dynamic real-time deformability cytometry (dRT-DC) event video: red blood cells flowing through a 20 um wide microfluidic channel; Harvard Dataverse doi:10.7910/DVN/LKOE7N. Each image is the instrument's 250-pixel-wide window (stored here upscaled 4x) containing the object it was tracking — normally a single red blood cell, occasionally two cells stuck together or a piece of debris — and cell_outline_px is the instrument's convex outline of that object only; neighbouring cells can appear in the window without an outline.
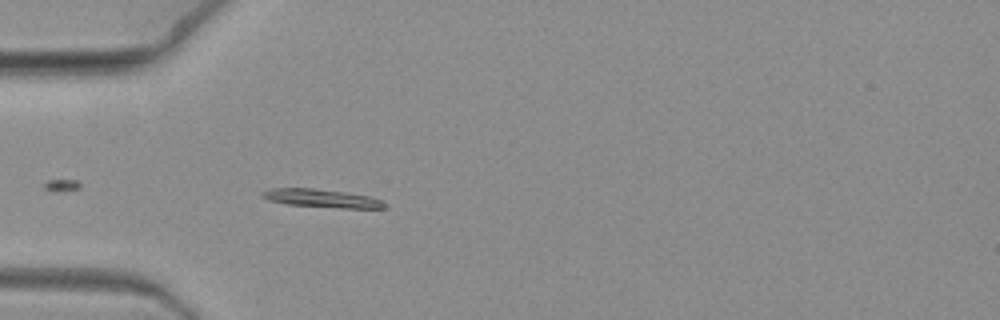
{"species": "common noctule bat (a hibernating species)", "species_latin": "Nyctalus noctula", "temperature_condition": "warm", "stored_images_in_passage": 5, "camera_frame_rate_fps": 3000, "um_per_image_px": 0.085, "animal": {"sex": "female", "body_mass_g": 19.3, "forearm_length_mm": 54.1}, "frame": {"image": 1, "passage_image": 5, "time_ms": 1.333, "image_size_px": [1000, 320], "cell_outline_px": [[388, 208], [344, 208], [288, 204], [268, 200], [260, 196], [260, 192], [272, 188], [312, 188], [344, 192], [372, 196], [388, 204]], "centroid_in_image_um": [27.37, 16.85], "position_along_channel_um": 57.6, "area_um2": 13.01}}